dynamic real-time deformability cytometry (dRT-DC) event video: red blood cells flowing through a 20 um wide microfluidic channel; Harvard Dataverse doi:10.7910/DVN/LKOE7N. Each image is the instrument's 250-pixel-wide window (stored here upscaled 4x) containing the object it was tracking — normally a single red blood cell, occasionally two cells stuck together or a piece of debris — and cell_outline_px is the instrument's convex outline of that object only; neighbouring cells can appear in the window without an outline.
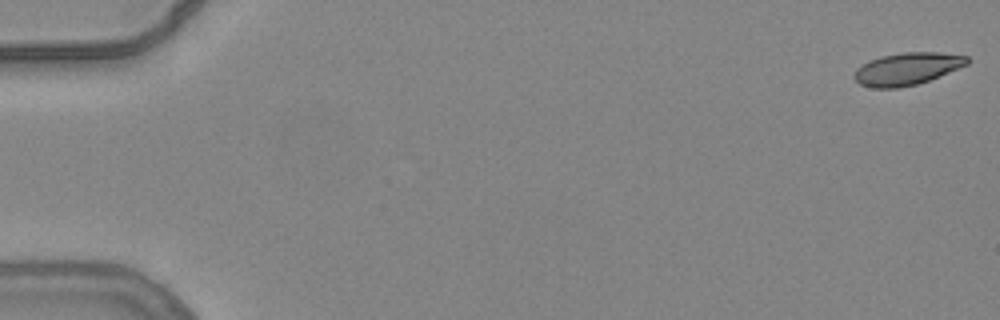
{"species": "common noctule bat (a hibernating species)", "species_latin": "Nyctalus noctula", "temperature_condition": "warm", "stored_images_in_passage": 55, "camera_frame_rate_fps": 3000, "um_per_image_px": 0.085, "animal": {"sex": "female", "body_mass_g": 24.6, "forearm_length_mm": 56.2}, "frame": {"image": 1, "passage_image": 1, "time_ms": 0.0, "image_size_px": [1000, 320], "cell_outline_px": [[968, 64], [928, 80], [916, 84], [900, 88], [872, 88], [860, 84], [852, 76], [856, 68], [880, 56], [904, 52], [940, 52], [968, 56]], "centroid_in_image_um": [77.08, 5.85], "position_along_channel_um": 7.9, "area_um2": 21.1}}
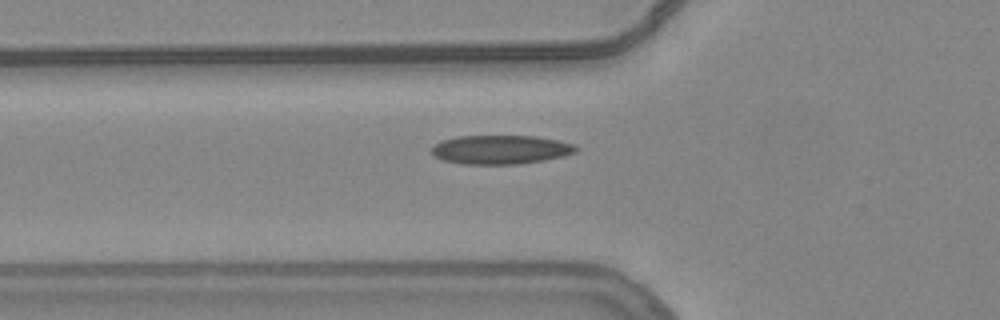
{"frame": {"image": 2, "passage_image": 20, "time_ms": 6.333, "image_size_px": [1000, 320], "cell_outline_px": [[580, 148], [576, 152], [564, 156], [544, 160], [520, 164], [464, 164], [444, 160], [432, 156], [432, 148], [440, 140], [456, 136], [536, 136], [576, 144]], "centroid_in_image_um": [42.57, 12.71], "position_along_channel_um": 83.2, "area_um2": 24.51}}
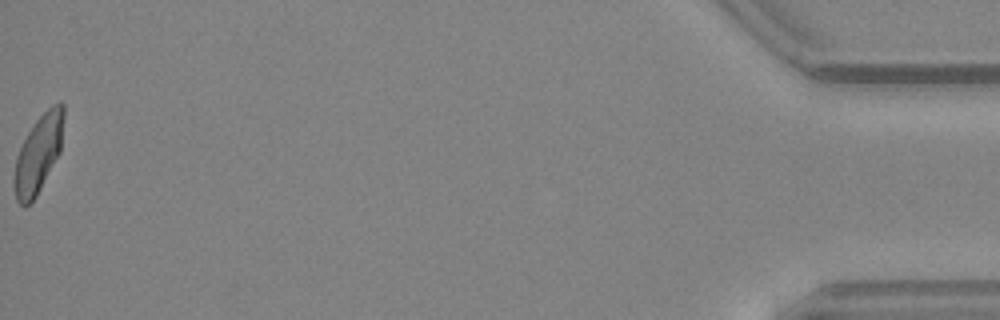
{"frame": {"image": 3, "passage_image": 55, "time_ms": 18.0, "image_size_px": [1000, 320], "cell_outline_px": [[64, 116], [60, 152], [36, 196], [24, 208], [16, 200], [12, 184], [12, 180], [16, 156], [28, 132], [36, 120], [52, 104], [60, 100], [64, 104]], "centroid_in_image_um": [3.24, 13.08], "position_along_channel_um": 432.0, "area_um2": 22.48}, "authors_computed_cell_mechanics": {"area_um2": 22.7732, "velocity_mm_per_s": 3.8344, "shape_relaxation_time_tau1_ms": 7.4446, "shape_relaxation_time_tau2_ms": 1.4984, "deformation_change_tau1": 0.1911, "deformation_change_tau2": 0.0709}}